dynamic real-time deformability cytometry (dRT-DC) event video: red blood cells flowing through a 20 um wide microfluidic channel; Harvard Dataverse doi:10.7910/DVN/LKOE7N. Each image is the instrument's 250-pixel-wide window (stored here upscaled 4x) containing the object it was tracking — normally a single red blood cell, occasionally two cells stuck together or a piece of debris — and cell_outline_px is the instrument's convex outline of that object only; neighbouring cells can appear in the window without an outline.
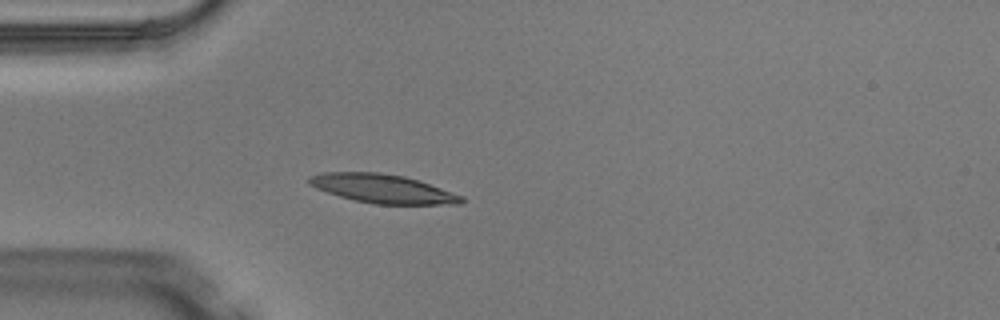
{"species": "Egyptian fruit bat (a non-hibernating species)", "species_latin": "Rousettus aegyptiacus", "temperature_condition": "warm", "stored_images_in_passage": 2, "camera_frame_rate_fps": 3000, "um_per_image_px": 0.085, "animal": {"sex": "male"}, "frame": {"image": 1, "passage_image": 2, "time_ms": 0.333, "image_size_px": [1000, 320], "cell_outline_px": [[464, 200], [460, 204], [376, 204], [356, 200], [340, 196], [316, 188], [308, 184], [308, 176], [320, 172], [380, 172], [404, 176], [464, 196]], "centroid_in_image_um": [32.49, 16.03], "position_along_channel_um": 52.5, "area_um2": 25.32}}